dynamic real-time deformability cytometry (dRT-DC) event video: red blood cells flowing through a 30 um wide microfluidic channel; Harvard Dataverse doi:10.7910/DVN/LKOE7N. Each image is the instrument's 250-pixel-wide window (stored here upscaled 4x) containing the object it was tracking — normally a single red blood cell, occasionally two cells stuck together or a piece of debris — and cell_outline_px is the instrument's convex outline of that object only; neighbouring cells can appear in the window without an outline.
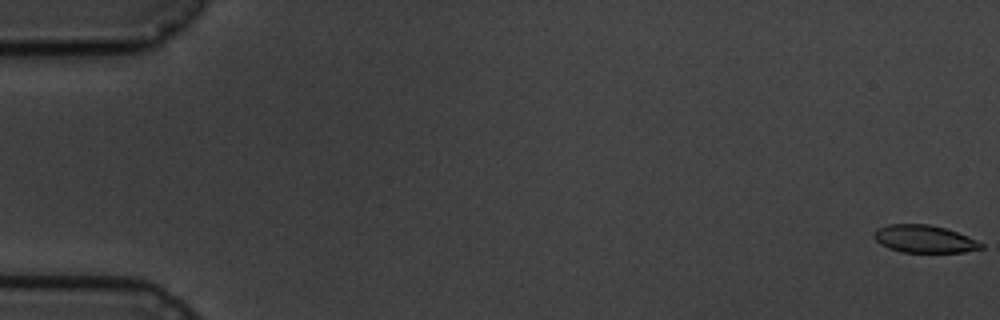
{"species": "common noctule bat (a hibernating species)", "species_latin": "Nyctalus noctula", "temperature_condition": "cold", "stored_images_in_passage": 5, "camera_frame_rate_fps": 3000, "um_per_image_px": 0.085, "animal": {"sex": "male", "body_mass_g": 19.5, "forearm_length_mm": 54.6}, "frame": {"image": 1, "passage_image": 1, "time_ms": 0.0, "image_size_px": [1000, 320], "cell_outline_px": [[984, 248], [964, 252], [900, 252], [888, 248], [880, 244], [872, 236], [872, 232], [876, 228], [888, 224], [928, 224], [944, 228], [956, 232], [984, 244]], "centroid_in_image_um": [78.5, 20.31], "position_along_channel_um": 6.5, "area_um2": 17.22}}
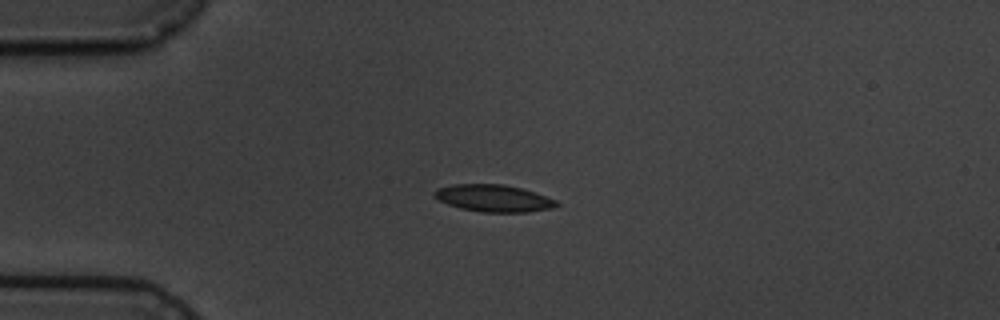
{"frame": {"image": 2, "passage_image": 5, "time_ms": 4.667, "image_size_px": [1000, 320], "cell_outline_px": [[560, 204], [552, 208], [528, 212], [484, 212], [460, 208], [448, 204], [440, 200], [432, 192], [436, 188], [452, 184], [504, 184], [536, 192], [556, 200]], "centroid_in_image_um": [41.96, 16.84], "position_along_channel_um": 43.0, "area_um2": 19.25}}